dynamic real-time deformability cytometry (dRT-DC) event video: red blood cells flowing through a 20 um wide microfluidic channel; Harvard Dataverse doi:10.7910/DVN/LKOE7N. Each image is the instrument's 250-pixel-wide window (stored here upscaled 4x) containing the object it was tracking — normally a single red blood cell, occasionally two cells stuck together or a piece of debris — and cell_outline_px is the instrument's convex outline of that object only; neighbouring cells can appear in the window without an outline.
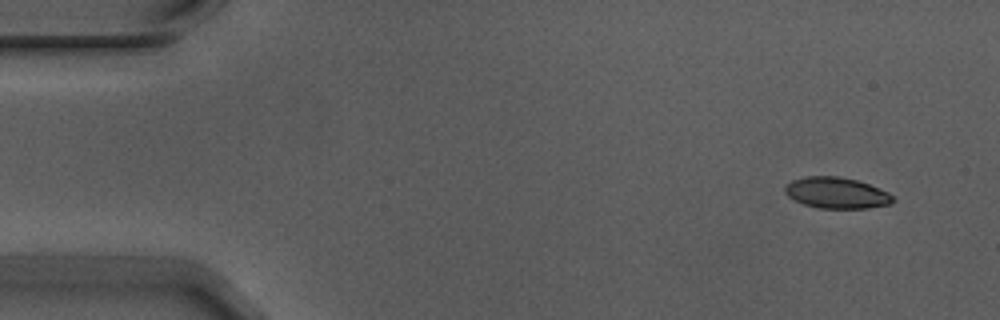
{"species": "Egyptian fruit bat (a non-hibernating species)", "species_latin": "Rousettus aegyptiacus", "temperature_condition": "warm", "stored_images_in_passage": 3, "camera_frame_rate_fps": 3000, "um_per_image_px": 0.085, "animal": {"sex": "male"}, "frame": {"image": 1, "passage_image": 1, "time_ms": 0.0, "image_size_px": [1000, 320], "cell_outline_px": [[896, 200], [888, 204], [868, 208], [820, 208], [804, 204], [788, 196], [784, 192], [784, 188], [792, 180], [808, 176], [840, 176], [856, 180], [868, 184], [888, 192], [896, 196]], "centroid_in_image_um": [71.13, 16.39], "position_along_channel_um": 13.9, "area_um2": 19.48}}